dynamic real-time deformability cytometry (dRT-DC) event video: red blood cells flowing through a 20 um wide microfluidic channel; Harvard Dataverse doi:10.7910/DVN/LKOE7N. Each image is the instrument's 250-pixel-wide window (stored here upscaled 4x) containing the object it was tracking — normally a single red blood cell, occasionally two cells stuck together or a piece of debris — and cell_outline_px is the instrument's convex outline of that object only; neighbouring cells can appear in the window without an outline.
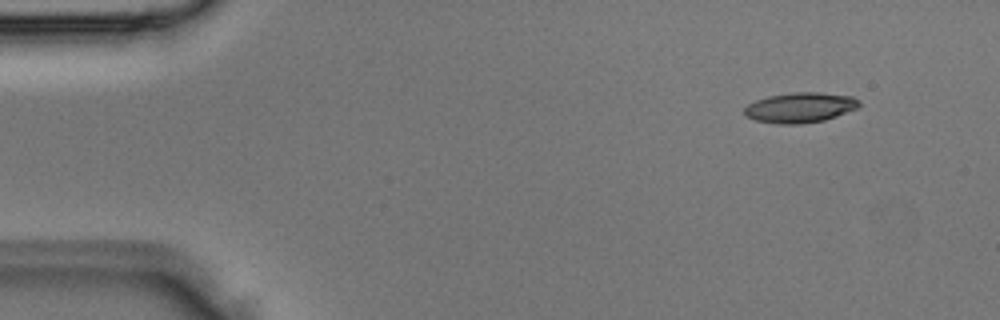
{"species": "Egyptian fruit bat (a non-hibernating species)", "species_latin": "Rousettus aegyptiacus", "temperature_condition": "room temperature", "stored_images_in_passage": 4, "camera_frame_rate_fps": 3000, "um_per_image_px": 0.085, "animal": {"sex": "male"}, "frame": {"image": 1, "passage_image": 1, "time_ms": 0.0, "image_size_px": [1000, 320], "cell_outline_px": [[860, 104], [856, 108], [836, 116], [824, 120], [800, 124], [776, 124], [756, 120], [744, 116], [744, 108], [748, 104], [756, 100], [768, 96], [792, 92], [820, 92], [852, 96], [860, 100]], "centroid_in_image_um": [67.99, 9.14], "position_along_channel_um": 17.0, "area_um2": 20.23}}
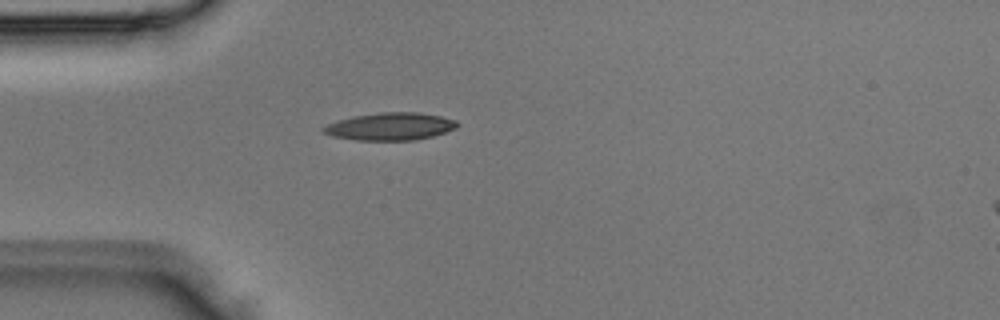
{"frame": {"image": 2, "passage_image": 3, "time_ms": 0.667, "image_size_px": [1000, 320], "cell_outline_px": [[460, 124], [456, 128], [432, 136], [412, 140], [356, 140], [332, 136], [320, 132], [320, 128], [328, 124], [352, 116], [380, 112], [416, 112], [440, 116], [456, 120]], "centroid_in_image_um": [33.14, 10.74], "position_along_channel_um": 51.9, "area_um2": 21.44}}